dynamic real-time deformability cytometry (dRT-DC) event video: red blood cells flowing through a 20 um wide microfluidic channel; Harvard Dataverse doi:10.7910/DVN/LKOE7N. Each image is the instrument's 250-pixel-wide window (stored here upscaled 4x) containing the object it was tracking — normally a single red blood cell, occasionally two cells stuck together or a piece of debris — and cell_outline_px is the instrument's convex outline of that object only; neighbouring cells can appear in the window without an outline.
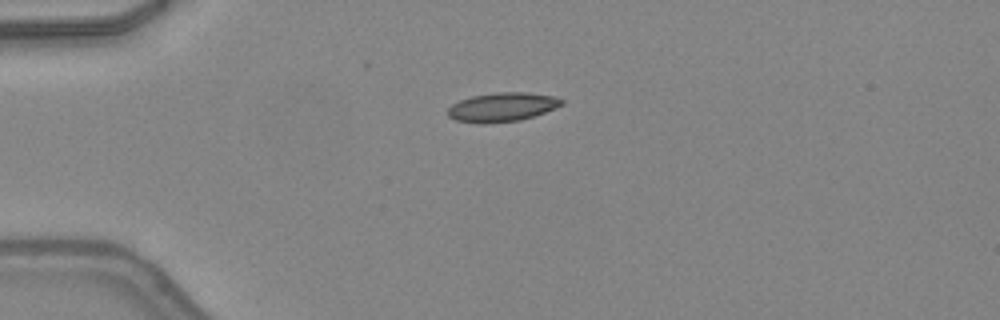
{"species": "common noctule bat (a hibernating species)", "species_latin": "Nyctalus noctula", "temperature_condition": "warm", "stored_images_in_passage": 37, "camera_frame_rate_fps": 3000, "um_per_image_px": 0.085, "animal": {"sex": "female", "body_mass_g": 24.6, "forearm_length_mm": 56.2}, "frame": {"image": 1, "passage_image": 1, "time_ms": 0.0, "image_size_px": [1000, 320], "cell_outline_px": [[564, 104], [544, 112], [520, 120], [488, 124], [480, 124], [456, 120], [448, 116], [448, 108], [452, 104], [460, 100], [472, 96], [500, 92], [524, 92], [552, 96], [564, 100]], "centroid_in_image_um": [42.66, 9.11], "position_along_channel_um": 42.3, "area_um2": 19.13}}
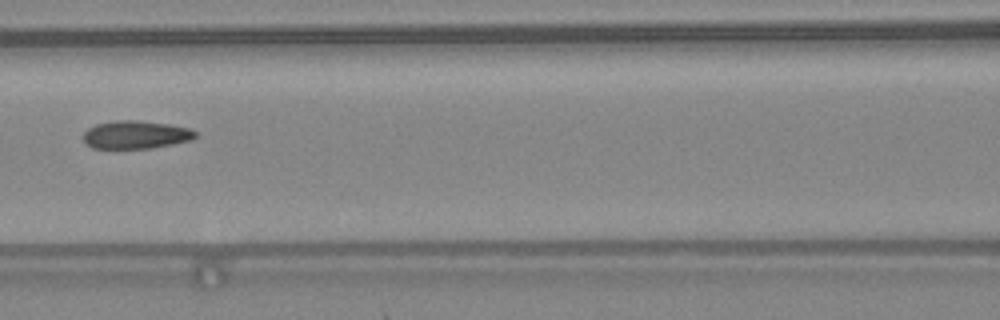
{"frame": {"image": 2, "passage_image": 11, "time_ms": 3.333, "image_size_px": [1000, 320], "cell_outline_px": [[196, 136], [192, 140], [152, 148], [92, 148], [84, 140], [84, 132], [88, 128], [96, 124], [116, 120], [136, 120], [168, 124], [188, 128], [196, 132]], "centroid_in_image_um": [11.54, 11.45], "position_along_channel_um": 155.1, "area_um2": 18.15}}
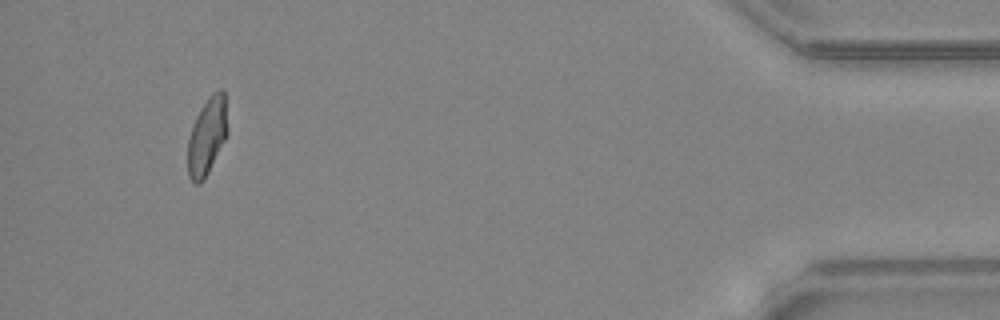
{"frame": {"image": 3, "passage_image": 34, "time_ms": 11.0, "image_size_px": [1000, 320], "cell_outline_px": [[228, 132], [204, 180], [200, 184], [196, 184], [188, 176], [188, 140], [196, 116], [200, 108], [208, 96], [212, 92], [220, 88], [224, 88], [228, 128]], "centroid_in_image_um": [17.61, 11.53], "position_along_channel_um": 417.6, "area_um2": 17.92}, "authors_computed_cell_mechanics": {"area_um2": 18.3226, "velocity_mm_per_s": 4.3218, "shape_relaxation_time_tau1_ms": null, "shape_relaxation_time_tau2_ms": 1.2004, "deformation_change_tau1": null, "deformation_change_tau2": 0.066}}